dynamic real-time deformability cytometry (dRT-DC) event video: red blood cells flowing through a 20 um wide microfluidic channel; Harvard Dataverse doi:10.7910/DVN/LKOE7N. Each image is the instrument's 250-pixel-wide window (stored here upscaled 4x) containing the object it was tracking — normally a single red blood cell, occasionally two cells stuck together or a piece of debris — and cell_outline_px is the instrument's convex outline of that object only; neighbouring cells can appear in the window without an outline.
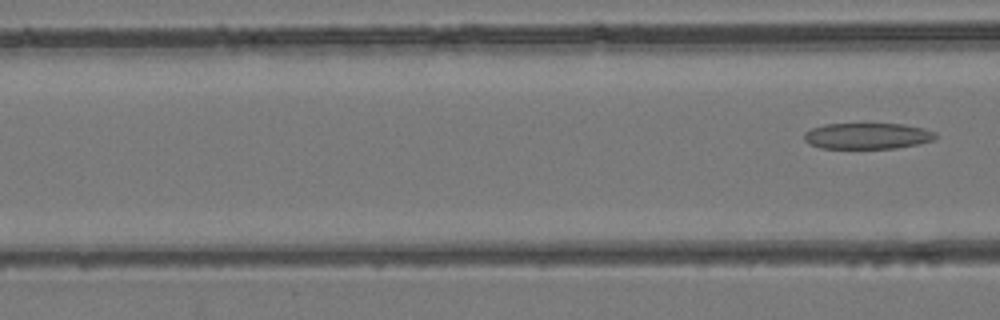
{"species": "common noctule bat (a hibernating species)", "species_latin": "Nyctalus noctula", "temperature_condition": "room temperature", "stored_images_in_passage": 5, "segment_of_instrument_passage": [2, 2], "camera_frame_rate_fps": 3000, "um_per_image_px": 0.085, "animal": {"sex": "female", "body_mass_g": 24.6, "forearm_length_mm": 56.2}, "frame": {"image": 1, "passage_image": 5, "time_ms": 4.667, "image_size_px": [1000, 320], "cell_outline_px": [[936, 136], [932, 140], [916, 144], [896, 148], [820, 148], [808, 144], [804, 140], [804, 132], [812, 128], [824, 124], [904, 124], [924, 128], [936, 132]], "centroid_in_image_um": [73.69, 11.55], "position_along_channel_um": 92.9, "area_um2": 19.94}}